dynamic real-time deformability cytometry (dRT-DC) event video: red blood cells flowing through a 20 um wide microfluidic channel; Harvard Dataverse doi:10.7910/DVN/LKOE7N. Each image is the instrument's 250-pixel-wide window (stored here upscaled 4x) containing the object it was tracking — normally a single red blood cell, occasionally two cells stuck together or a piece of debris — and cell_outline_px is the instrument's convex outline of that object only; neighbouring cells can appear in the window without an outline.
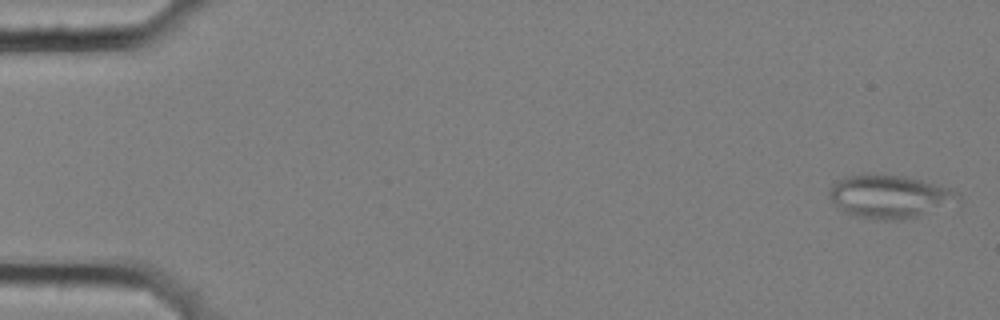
{"species": "common noctule bat (a hibernating species)", "species_latin": "Nyctalus noctula", "temperature_condition": "cold", "stored_images_in_passage": 7, "camera_frame_rate_fps": 3000, "um_per_image_px": 0.085, "animal": {"sex": "female", "body_mass_g": 25.1}, "frame": {"image": 1, "passage_image": 1, "time_ms": 0.0, "image_size_px": [1000, 320], "cell_outline_px": [[960, 200], [916, 216], [900, 220], [876, 220], [852, 216], [836, 208], [828, 196], [828, 192], [832, 184], [844, 176], [860, 172], [904, 176], [952, 188], [960, 196]], "centroid_in_image_um": [75.5, 16.68], "position_along_channel_um": 9.5, "area_um2": 32.77}}
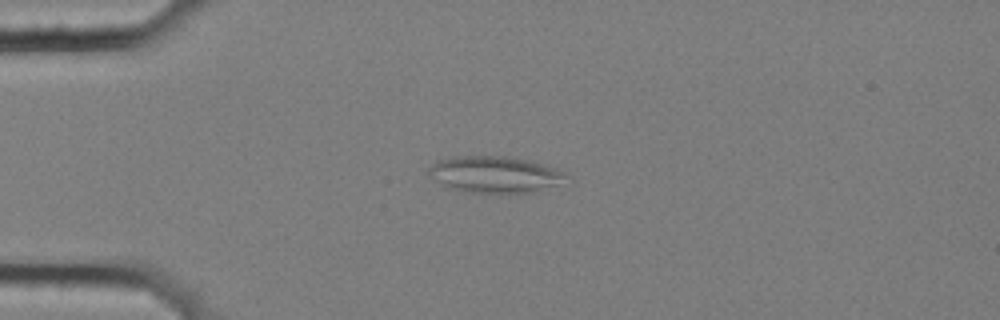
{"frame": {"image": 2, "passage_image": 5, "time_ms": 1.333, "image_size_px": [1000, 320], "cell_outline_px": [[572, 184], [540, 192], [460, 192], [448, 188], [436, 180], [428, 172], [428, 168], [436, 160], [452, 156], [504, 156], [528, 160], [548, 164], [564, 172], [568, 176]], "centroid_in_image_um": [42.21, 14.84], "position_along_channel_um": 42.8, "area_um2": 30.23}}